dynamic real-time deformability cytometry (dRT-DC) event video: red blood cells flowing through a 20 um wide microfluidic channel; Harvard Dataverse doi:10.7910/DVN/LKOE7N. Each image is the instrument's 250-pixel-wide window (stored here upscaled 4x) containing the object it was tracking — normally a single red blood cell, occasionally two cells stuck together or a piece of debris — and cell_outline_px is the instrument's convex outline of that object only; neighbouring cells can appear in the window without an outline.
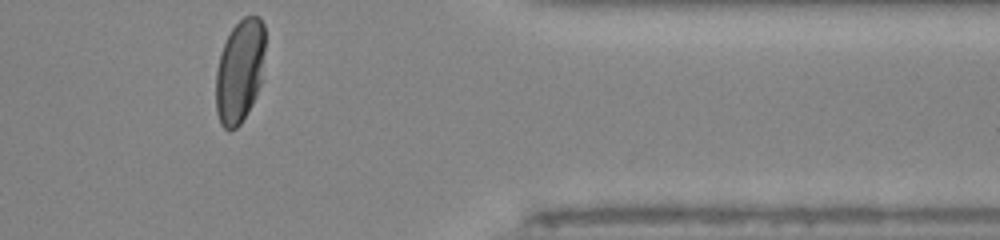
{"species": "human", "species_latin": "Homo sapiens", "temperature_condition": "room temperature", "stored_images_in_passage": 35, "camera_frame_rate_fps": 3000, "um_per_image_px": 0.085, "donor": {"sex": "male"}, "frame": {"image": 1, "passage_image": 35, "time_ms": 11.333, "image_size_px": [1000, 240], "cell_outline_px": [[264, 80], [252, 104], [240, 124], [236, 128], [228, 132], [220, 124], [216, 112], [216, 72], [220, 52], [232, 28], [244, 16], [260, 16], [264, 24]], "centroid_in_image_um": [20.4, 6.07], "position_along_channel_um": 391.0, "area_um2": 30.23}, "authors_computed_cell_mechanics": {"area_um2": 33.0616, "velocity_mm_per_s": 4.1229, "shape_relaxation_time_tau1_ms": 3.4739, "shape_relaxation_time_tau2_ms": null, "deformation_change_tau1": 0.165, "deformation_change_tau2": null}}